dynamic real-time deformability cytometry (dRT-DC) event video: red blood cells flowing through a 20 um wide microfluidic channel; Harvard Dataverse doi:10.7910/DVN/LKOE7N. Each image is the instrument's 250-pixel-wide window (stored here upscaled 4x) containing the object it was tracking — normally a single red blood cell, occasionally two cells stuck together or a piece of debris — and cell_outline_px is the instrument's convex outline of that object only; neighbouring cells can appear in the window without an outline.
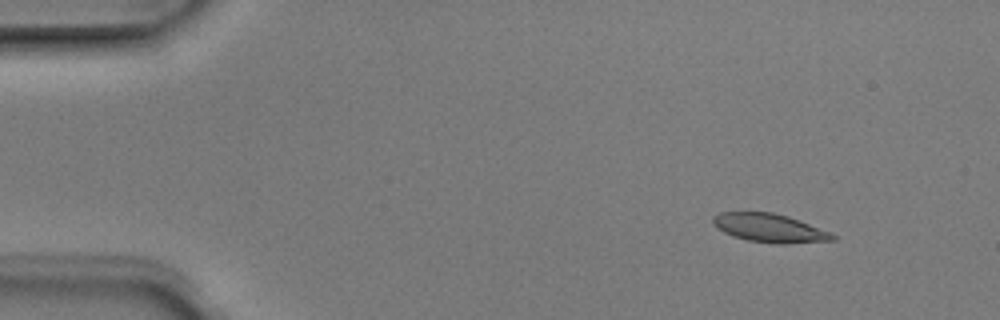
{"species": "Egyptian fruit bat (a non-hibernating species)", "species_latin": "Rousettus aegyptiacus", "temperature_condition": "room temperature", "stored_images_in_passage": 8, "camera_frame_rate_fps": 3000, "um_per_image_px": 0.085, "animal": {"sex": "male"}, "frame": {"image": 1, "passage_image": 2, "time_ms": 0.333, "image_size_px": [1000, 320], "cell_outline_px": [[836, 240], [788, 244], [776, 244], [748, 240], [732, 236], [724, 232], [712, 224], [712, 216], [720, 212], [772, 212], [788, 216], [800, 220], [832, 232], [836, 236]], "centroid_in_image_um": [65.44, 19.38], "position_along_channel_um": 19.6, "area_um2": 20.17}}
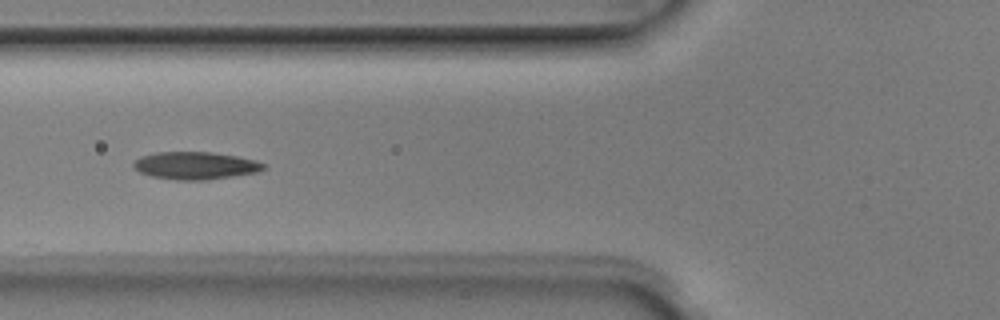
{"frame": {"image": 2, "passage_image": 6, "time_ms": 1.667, "image_size_px": [1000, 320], "cell_outline_px": [[268, 168], [260, 172], [204, 180], [176, 180], [152, 176], [140, 172], [132, 168], [132, 164], [140, 156], [156, 152], [212, 152], [236, 156], [256, 160], [268, 164]], "centroid_in_image_um": [16.65, 14.07], "position_along_channel_um": 109.1, "area_um2": 21.1}}
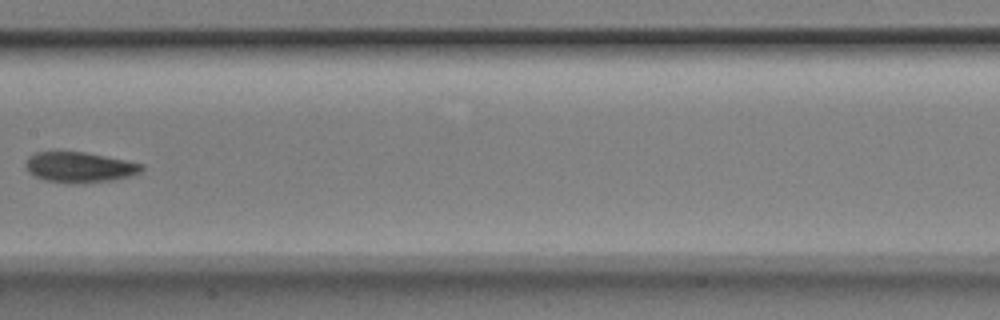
{"frame": {"image": 3, "passage_image": 8, "time_ms": 2.333, "image_size_px": [1000, 320], "cell_outline_px": [[144, 168], [140, 172], [128, 176], [112, 180], [84, 184], [68, 184], [44, 180], [28, 172], [24, 168], [24, 164], [28, 156], [36, 152], [84, 152], [144, 164]], "centroid_in_image_um": [6.71, 14.23], "position_along_channel_um": 200.7, "area_um2": 20.75}}